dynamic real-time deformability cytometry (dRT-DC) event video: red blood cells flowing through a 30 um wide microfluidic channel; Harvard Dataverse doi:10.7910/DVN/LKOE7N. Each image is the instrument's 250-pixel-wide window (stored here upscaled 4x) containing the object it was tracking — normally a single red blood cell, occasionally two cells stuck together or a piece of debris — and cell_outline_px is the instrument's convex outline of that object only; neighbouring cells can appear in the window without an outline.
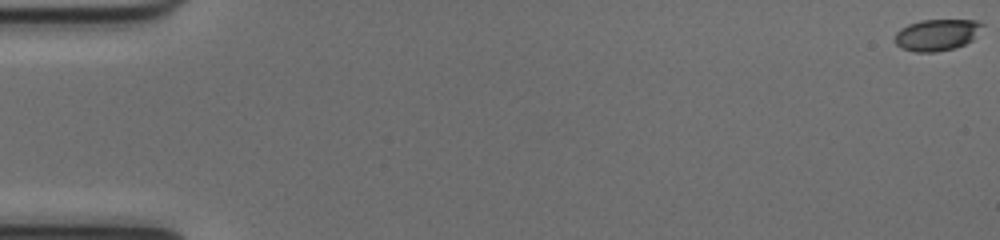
{"species": "common noctule bat (a hibernating species)", "species_latin": "Nyctalus noctula", "temperature_condition": "cold", "stored_images_in_passage": 53, "camera_frame_rate_fps": 3000, "um_per_image_px": 0.085, "animal": {"sex": "female", "body_mass_g": 17.0, "forearm_length_mm": 48.0}, "frame": {"image": 1, "passage_image": 1, "time_ms": 0.0, "image_size_px": [1000, 240], "cell_outline_px": [[984, 24], [972, 40], [956, 48], [936, 52], [916, 52], [904, 48], [896, 44], [896, 32], [900, 28], [908, 24], [920, 20], [976, 20]], "centroid_in_image_um": [79.64, 2.96], "position_along_channel_um": 5.4, "area_um2": 15.95}}
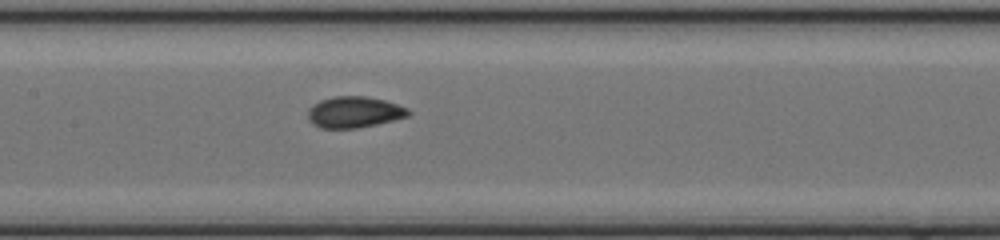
{"frame": {"image": 2, "passage_image": 27, "time_ms": 8.667, "image_size_px": [1000, 240], "cell_outline_px": [[412, 112], [408, 116], [376, 124], [356, 128], [320, 128], [312, 124], [308, 120], [308, 108], [312, 104], [320, 100], [332, 96], [364, 96], [384, 100], [408, 108]], "centroid_in_image_um": [30.07, 9.52], "position_along_channel_um": 177.3, "area_um2": 18.32}}
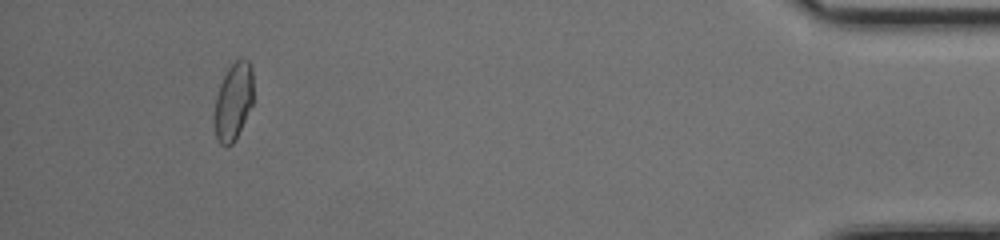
{"frame": {"image": 3, "passage_image": 50, "time_ms": 16.333, "image_size_px": [1000, 240], "cell_outline_px": [[252, 104], [232, 144], [220, 144], [216, 136], [216, 96], [220, 84], [228, 68], [236, 60], [248, 60], [252, 64]], "centroid_in_image_um": [19.85, 8.56], "position_along_channel_um": 415.3, "area_um2": 16.76}, "authors_computed_cell_mechanics": {"area_um2": 17.5712, "velocity_mm_per_s": 3.9998, "shape_relaxation_time_tau1_ms": 4.0586, "shape_relaxation_time_tau2_ms": 1.2542, "deformation_change_tau1": 0.1191, "deformation_change_tau2": 0.0291}}